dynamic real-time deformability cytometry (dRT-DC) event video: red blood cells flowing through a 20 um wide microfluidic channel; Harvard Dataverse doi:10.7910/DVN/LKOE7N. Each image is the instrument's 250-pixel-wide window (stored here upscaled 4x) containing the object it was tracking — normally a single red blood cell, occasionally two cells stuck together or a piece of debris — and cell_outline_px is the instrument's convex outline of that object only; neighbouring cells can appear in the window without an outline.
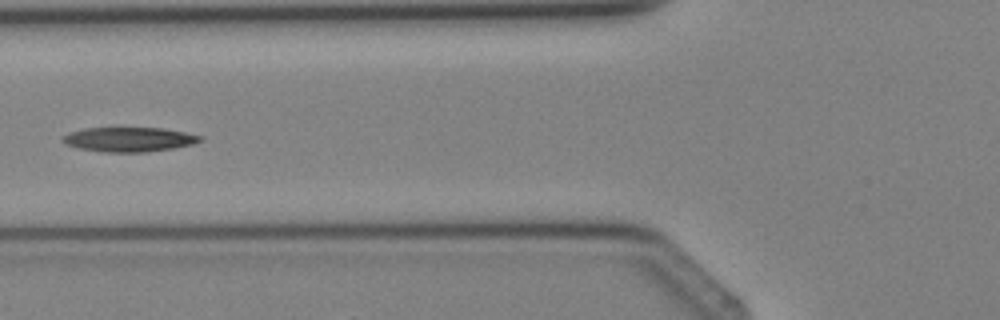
{"species": "Egyptian fruit bat (a non-hibernating species)", "species_latin": "Rousettus aegyptiacus", "temperature_condition": "cold", "stored_images_in_passage": 5, "camera_frame_rate_fps": 3000, "um_per_image_px": 0.085, "animal": {"sex": "female"}, "frame": {"image": 1, "passage_image": 5, "time_ms": 5.333, "image_size_px": [1000, 320], "cell_outline_px": [[204, 140], [192, 144], [172, 148], [144, 152], [108, 152], [80, 148], [68, 144], [60, 140], [68, 132], [84, 128], [164, 128], [204, 136]], "centroid_in_image_um": [11.0, 11.84], "position_along_channel_um": 114.8, "area_um2": 19.48}}